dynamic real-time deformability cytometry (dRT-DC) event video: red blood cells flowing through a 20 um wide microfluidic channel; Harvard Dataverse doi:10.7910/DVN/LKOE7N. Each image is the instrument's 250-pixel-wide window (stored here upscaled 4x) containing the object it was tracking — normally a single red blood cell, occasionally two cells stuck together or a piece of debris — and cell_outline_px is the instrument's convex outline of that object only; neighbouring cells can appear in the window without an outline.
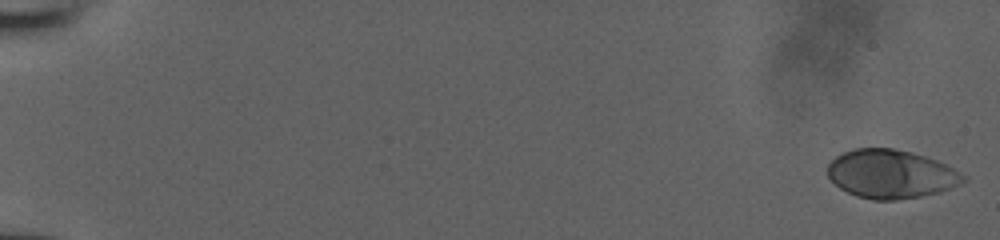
{"species": "human", "species_latin": "Homo sapiens", "temperature_condition": "room temperature", "stored_images_in_passage": 52, "camera_frame_rate_fps": 3000, "um_per_image_px": 0.085, "donor": {"sex": "male"}, "frame": {"image": 1, "passage_image": 1, "time_ms": 0.0, "image_size_px": [1000, 240], "cell_outline_px": [[968, 180], [960, 184], [940, 192], [920, 196], [896, 200], [872, 200], [856, 196], [840, 188], [828, 176], [828, 164], [836, 156], [844, 152], [856, 148], [892, 148], [912, 152], [936, 160], [968, 176]], "centroid_in_image_um": [75.75, 14.8], "position_along_channel_um": 9.3, "area_um2": 38.38}}
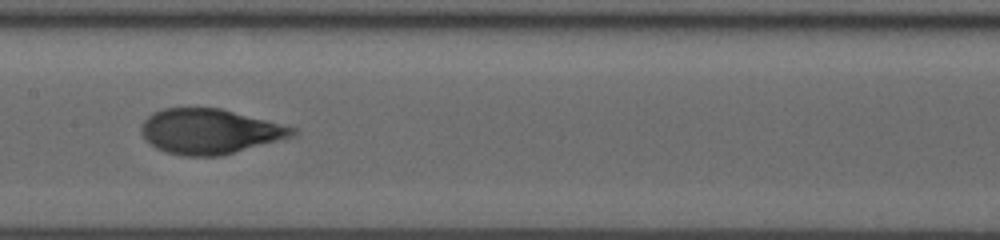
{"frame": {"image": 2, "passage_image": 29, "time_ms": 9.333, "image_size_px": [1000, 240], "cell_outline_px": [[296, 132], [292, 136], [220, 156], [184, 156], [168, 152], [156, 148], [140, 132], [140, 124], [152, 112], [164, 108], [220, 108], [296, 128]], "centroid_in_image_um": [17.77, 11.16], "position_along_channel_um": 189.6, "area_um2": 39.13}}
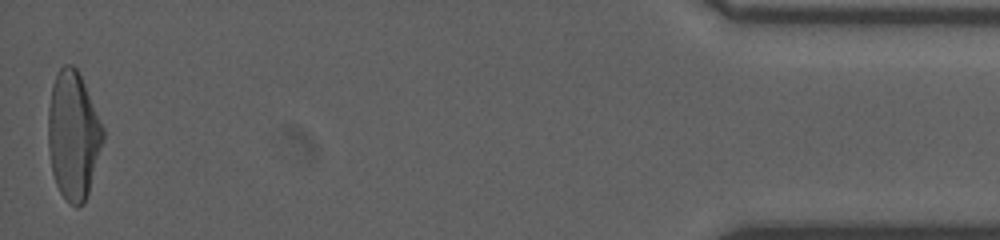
{"frame": {"image": 3, "passage_image": 52, "time_ms": 17.0, "image_size_px": [1000, 240], "cell_outline_px": [[104, 140], [88, 192], [84, 204], [76, 208], [68, 204], [60, 192], [56, 184], [52, 172], [48, 148], [48, 108], [52, 84], [60, 68], [64, 64], [72, 64], [76, 68], [84, 84], [104, 128]], "centroid_in_image_um": [6.21, 11.54], "position_along_channel_um": 429.0, "area_um2": 40.98}}